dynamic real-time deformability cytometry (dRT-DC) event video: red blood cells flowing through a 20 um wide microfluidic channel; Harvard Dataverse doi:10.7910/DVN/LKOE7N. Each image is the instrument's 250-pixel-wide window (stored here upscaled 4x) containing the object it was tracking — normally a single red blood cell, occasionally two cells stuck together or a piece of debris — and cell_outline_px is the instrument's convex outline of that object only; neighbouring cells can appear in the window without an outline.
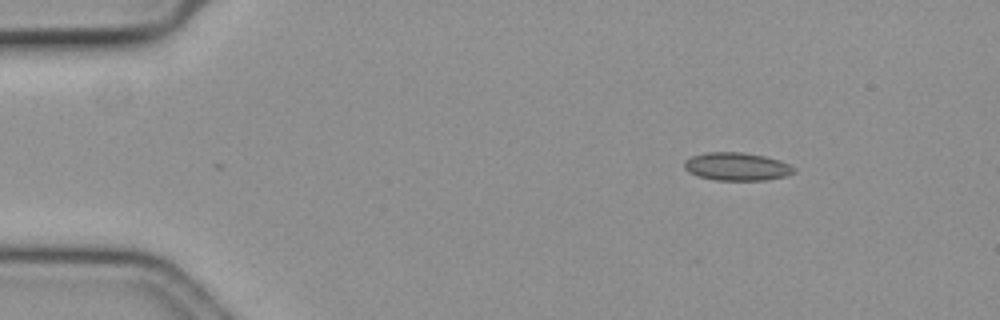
{"species": "common noctule bat (a hibernating species)", "species_latin": "Nyctalus noctula", "temperature_condition": "cold", "stored_images_in_passage": 52, "camera_frame_rate_fps": 3000, "um_per_image_px": 0.085, "animal": {"sex": "female", "body_mass_g": 19.3, "forearm_length_mm": 54.1}, "frame": {"image": 1, "passage_image": 1, "time_ms": 0.0, "image_size_px": [1000, 320], "cell_outline_px": [[796, 168], [792, 172], [784, 176], [764, 180], [716, 180], [696, 176], [688, 172], [684, 168], [684, 160], [692, 156], [704, 152], [744, 152], [764, 156], [780, 160]], "centroid_in_image_um": [62.57, 14.15], "position_along_channel_um": 22.4, "area_um2": 17.92}}
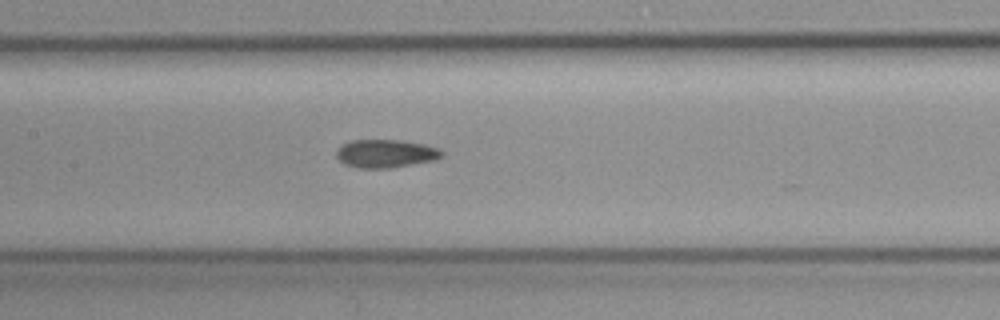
{"frame": {"image": 2, "passage_image": 21, "time_ms": 6.667, "image_size_px": [1000, 320], "cell_outline_px": [[444, 156], [436, 160], [388, 168], [360, 168], [344, 164], [336, 156], [336, 152], [340, 144], [352, 140], [396, 140], [424, 144], [440, 148], [444, 152]], "centroid_in_image_um": [32.8, 13.05], "position_along_channel_um": 174.6, "area_um2": 17.4}}
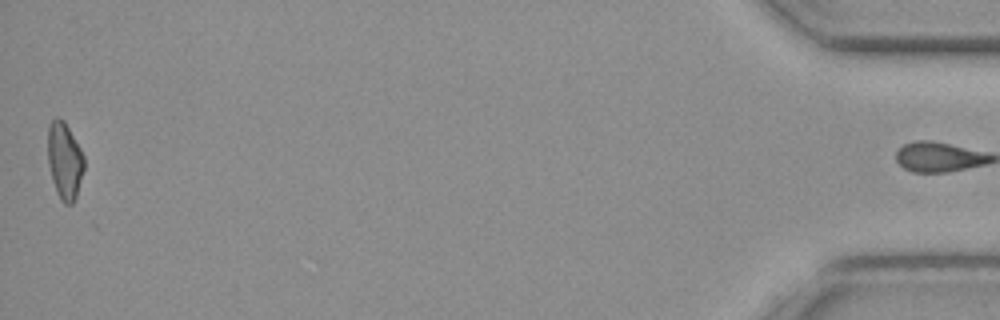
{"frame": {"image": 3, "passage_image": 51, "time_ms": 16.667, "image_size_px": [1000, 320], "cell_outline_px": [[84, 168], [76, 196], [72, 204], [64, 204], [60, 200], [56, 192], [52, 180], [48, 164], [48, 124], [56, 116], [60, 116], [64, 120], [80, 148], [84, 156]], "centroid_in_image_um": [5.47, 13.64], "position_along_channel_um": 429.7, "area_um2": 16.36}, "authors_computed_cell_mechanics": {"area_um2": 17.051, "velocity_mm_per_s": 3.5564, "shape_relaxation_time_tau1_ms": null, "shape_relaxation_time_tau2_ms": 4.2641, "deformation_change_tau1": null, "deformation_change_tau2": 0.0911}}